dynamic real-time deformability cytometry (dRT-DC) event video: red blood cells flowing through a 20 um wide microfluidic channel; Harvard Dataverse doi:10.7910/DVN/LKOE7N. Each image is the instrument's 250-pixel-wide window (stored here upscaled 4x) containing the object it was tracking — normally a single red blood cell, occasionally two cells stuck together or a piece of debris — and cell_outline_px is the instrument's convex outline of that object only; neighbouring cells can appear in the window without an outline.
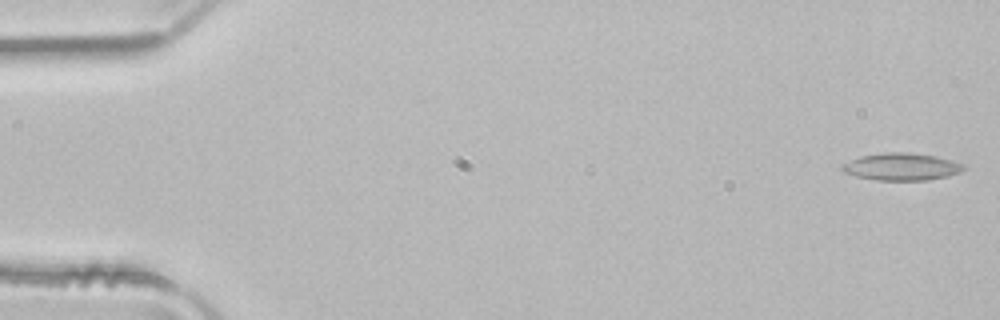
{"species": "common noctule bat (a hibernating species)", "species_latin": "Nyctalus noctula", "temperature_condition": "room temperature", "stored_images_in_passage": 50, "camera_frame_rate_fps": 3000, "um_per_image_px": 0.085, "animal": {"sex": "male", "body_mass_g": 21.5, "forearm_length_mm": 52.0}, "frame": {"image": 1, "passage_image": 1, "time_ms": 0.0, "image_size_px": [1000, 320], "cell_outline_px": [[968, 168], [960, 172], [948, 176], [928, 180], [876, 180], [856, 176], [844, 172], [840, 168], [840, 164], [860, 156], [884, 152], [908, 152], [936, 156], [952, 160], [964, 164]], "centroid_in_image_um": [76.64, 14.16], "position_along_channel_um": 8.4, "area_um2": 19.54}}
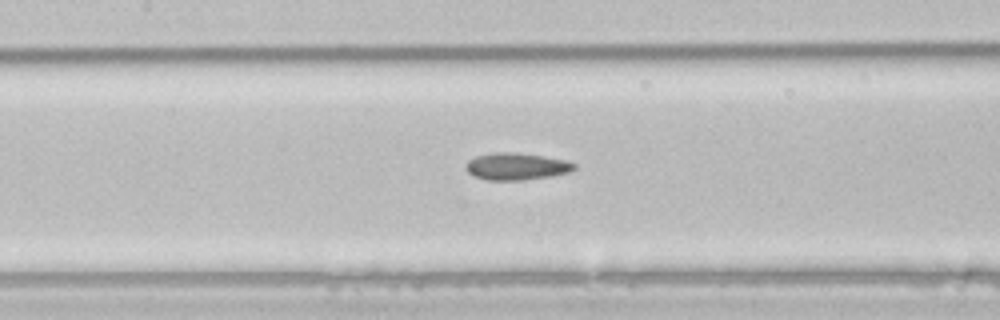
{"frame": {"image": 2, "passage_image": 23, "time_ms": 7.333, "image_size_px": [1000, 320], "cell_outline_px": [[576, 168], [568, 172], [552, 176], [524, 180], [488, 180], [476, 176], [468, 172], [468, 160], [476, 156], [496, 152], [516, 152], [544, 156], [564, 160], [576, 164]], "centroid_in_image_um": [43.93, 14.14], "position_along_channel_um": 163.5, "area_um2": 16.88}}
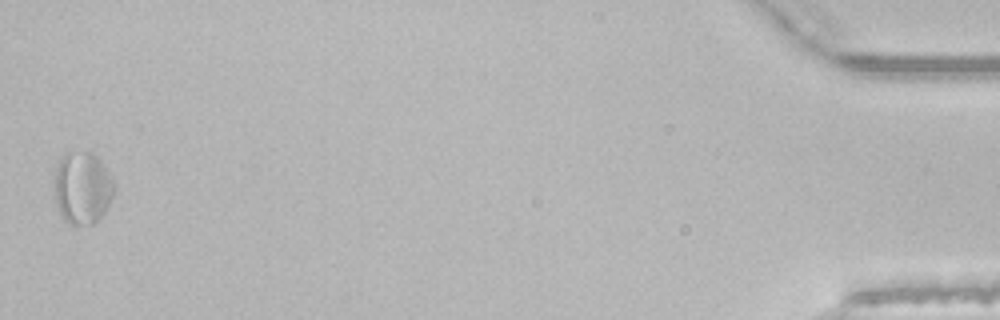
{"frame": {"image": 3, "passage_image": 50, "time_ms": 16.333, "image_size_px": [1000, 320], "cell_outline_px": [[116, 192], [108, 208], [100, 220], [92, 224], [68, 224], [64, 220], [56, 204], [56, 168], [64, 152], [92, 152], [100, 160], [116, 184]], "centroid_in_image_um": [7.06, 15.99], "position_along_channel_um": 428.1, "area_um2": 25.37}, "authors_computed_cell_mechanics": {"area_um2": 17.8891, "velocity_mm_per_s": 4.0005, "shape_relaxation_time_tau1_ms": null, "shape_relaxation_time_tau2_ms": 7.9349, "deformation_change_tau1": null, "deformation_change_tau2": 0.1673}}